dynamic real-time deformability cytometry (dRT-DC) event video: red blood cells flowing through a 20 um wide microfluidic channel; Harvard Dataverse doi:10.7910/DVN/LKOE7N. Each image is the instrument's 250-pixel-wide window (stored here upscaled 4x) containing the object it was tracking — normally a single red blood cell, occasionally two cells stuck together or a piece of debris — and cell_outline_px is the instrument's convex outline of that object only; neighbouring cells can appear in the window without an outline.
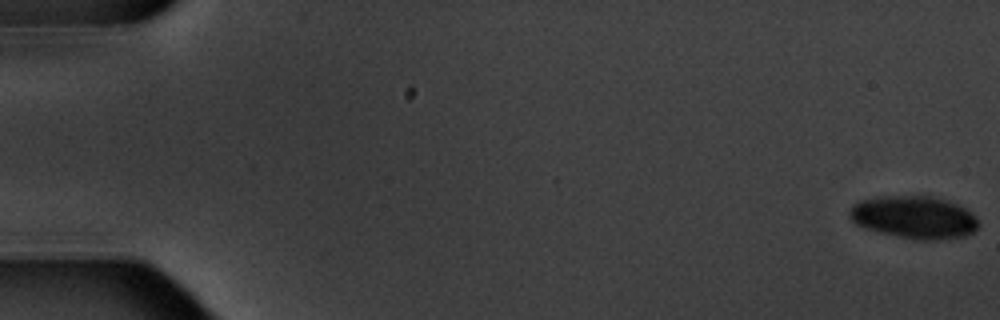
{"species": "common noctule bat (a hibernating species)", "species_latin": "Nyctalus noctula", "temperature_condition": "warm", "stored_images_in_passage": 6, "camera_frame_rate_fps": 3000, "um_per_image_px": 0.085, "animal": {"sex": "male", "body_mass_g": 20.1, "forearm_length_mm": 53.5}, "frame": {"image": 1, "passage_image": 1, "time_ms": 0.0, "image_size_px": [1000, 320], "cell_outline_px": [[980, 224], [972, 232], [964, 236], [940, 240], [916, 240], [876, 232], [864, 228], [856, 224], [848, 216], [848, 208], [852, 204], [860, 200], [876, 196], [932, 196], [948, 200], [972, 212], [976, 216]], "centroid_in_image_um": [77.66, 18.47], "position_along_channel_um": 7.3, "area_um2": 32.54}}